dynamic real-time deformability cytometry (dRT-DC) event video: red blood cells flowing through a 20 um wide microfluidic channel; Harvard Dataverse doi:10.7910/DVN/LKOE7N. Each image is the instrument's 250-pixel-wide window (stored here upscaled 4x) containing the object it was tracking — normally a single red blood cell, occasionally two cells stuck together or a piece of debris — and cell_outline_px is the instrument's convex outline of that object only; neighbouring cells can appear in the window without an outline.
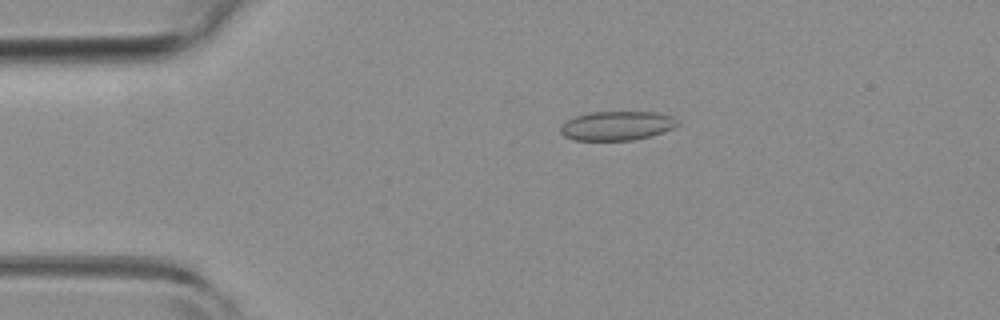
{"species": "common noctule bat (a hibernating species)", "species_latin": "Nyctalus noctula", "temperature_condition": "room temperature", "stored_images_in_passage": 5, "camera_frame_rate_fps": 3000, "um_per_image_px": 0.085, "animal": {"sex": "female", "body_mass_g": 19.3, "forearm_length_mm": 54.1}, "frame": {"image": 1, "passage_image": 3, "time_ms": 0.667, "image_size_px": [1000, 320], "cell_outline_px": [[680, 124], [664, 132], [632, 140], [576, 140], [564, 136], [560, 132], [560, 128], [572, 116], [588, 112], [656, 112], [672, 116]], "centroid_in_image_um": [52.42, 10.68], "position_along_channel_um": 32.6, "area_um2": 19.83}}
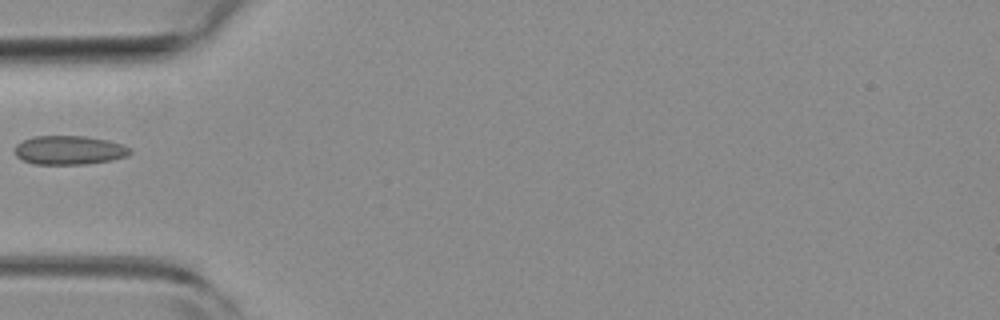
{"frame": {"image": 2, "passage_image": 5, "time_ms": 1.333, "image_size_px": [1000, 320], "cell_outline_px": [[132, 152], [128, 156], [112, 160], [84, 164], [32, 164], [16, 156], [12, 148], [16, 144], [32, 136], [84, 136], [108, 140], [124, 144], [132, 148]], "centroid_in_image_um": [5.89, 12.76], "position_along_channel_um": 79.1, "area_um2": 19.71}}